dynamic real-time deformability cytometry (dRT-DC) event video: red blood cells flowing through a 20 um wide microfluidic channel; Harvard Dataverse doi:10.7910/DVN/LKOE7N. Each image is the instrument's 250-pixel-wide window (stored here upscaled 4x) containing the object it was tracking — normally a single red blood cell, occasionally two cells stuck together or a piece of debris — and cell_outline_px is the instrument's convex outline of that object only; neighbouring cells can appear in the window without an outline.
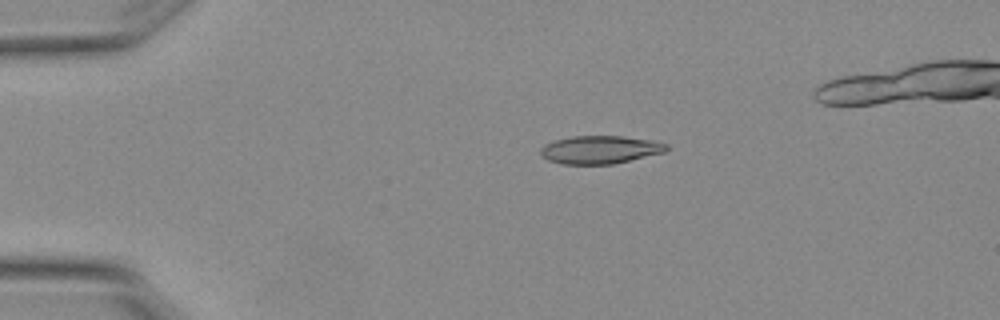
{"species": "Egyptian fruit bat (a non-hibernating species)", "species_latin": "Rousettus aegyptiacus", "temperature_condition": "warm", "stored_images_in_passage": 5, "camera_frame_rate_fps": 3000, "um_per_image_px": 0.085, "animal": {"sex": "female"}, "frame": {"image": 1, "passage_image": 2, "time_ms": 0.333, "image_size_px": [1000, 320], "cell_outline_px": [[668, 148], [664, 152], [612, 164], [564, 164], [548, 160], [540, 152], [540, 148], [544, 144], [556, 140], [572, 136], [620, 136], [652, 140], [668, 144]], "centroid_in_image_um": [51.0, 12.72], "position_along_channel_um": 34.0, "area_um2": 20.35}}
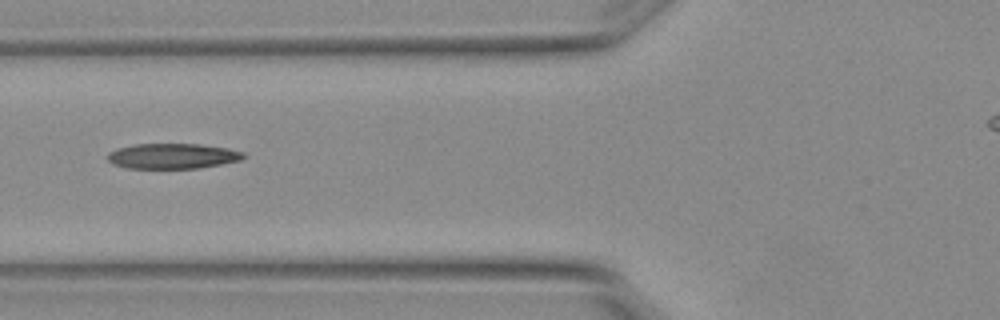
{"frame": {"image": 2, "passage_image": 5, "time_ms": 1.333, "image_size_px": [1000, 320], "cell_outline_px": [[248, 156], [240, 160], [220, 164], [196, 168], [128, 168], [112, 164], [108, 160], [108, 152], [116, 148], [136, 144], [200, 144], [228, 148], [244, 152]], "centroid_in_image_um": [14.67, 13.26], "position_along_channel_um": 111.1, "area_um2": 20.06}}